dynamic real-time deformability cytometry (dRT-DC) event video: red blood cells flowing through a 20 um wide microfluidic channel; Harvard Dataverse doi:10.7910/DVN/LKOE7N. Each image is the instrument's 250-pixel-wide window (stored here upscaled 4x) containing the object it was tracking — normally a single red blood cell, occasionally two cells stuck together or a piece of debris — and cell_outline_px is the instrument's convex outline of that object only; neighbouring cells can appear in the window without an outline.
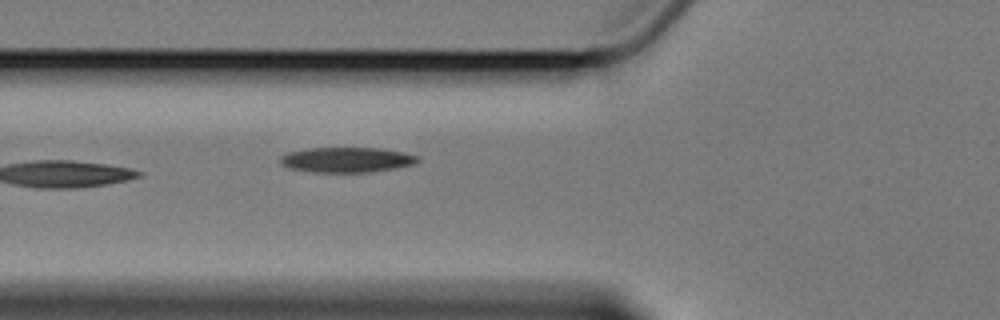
{"species": "Egyptian fruit bat (a non-hibernating species)", "species_latin": "Rousettus aegyptiacus", "temperature_condition": "cold", "stored_images_in_passage": 6, "camera_frame_rate_fps": 3000, "um_per_image_px": 0.085, "animal": {"sex": "female"}, "frame": {"image": 1, "passage_image": 6, "time_ms": 7.333, "image_size_px": [1000, 320], "cell_outline_px": [[420, 160], [416, 164], [396, 168], [368, 172], [312, 172], [288, 168], [280, 164], [280, 156], [288, 152], [308, 148], [380, 148], [404, 152], [420, 156]], "centroid_in_image_um": [29.49, 13.58], "position_along_channel_um": 96.3, "area_um2": 20.35}}